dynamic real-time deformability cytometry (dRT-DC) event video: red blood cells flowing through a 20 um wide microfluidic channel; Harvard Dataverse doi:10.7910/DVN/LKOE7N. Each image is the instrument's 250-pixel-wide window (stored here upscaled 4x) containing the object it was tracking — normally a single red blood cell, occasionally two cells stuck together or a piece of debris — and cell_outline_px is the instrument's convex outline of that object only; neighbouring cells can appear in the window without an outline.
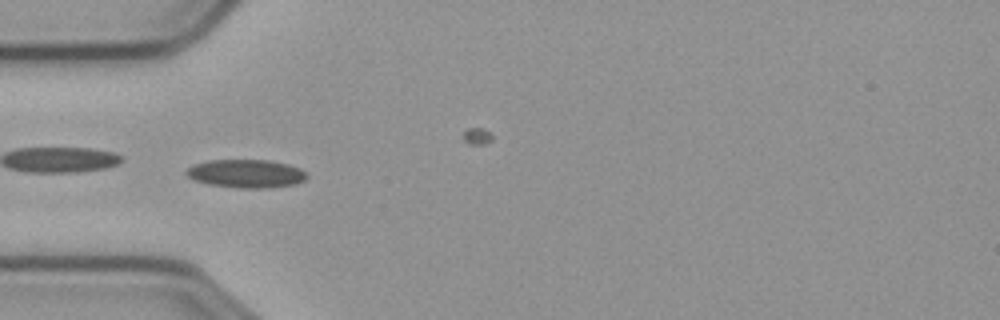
{"species": "common noctule bat (a hibernating species)", "species_latin": "Nyctalus noctula", "temperature_condition": "cold", "stored_images_in_passage": 58, "camera_frame_rate_fps": 3000, "um_per_image_px": 0.085, "animal": {"sex": "male", "body_mass_g": 23.1, "forearm_length_mm": 52.7}, "frame": {"image": 1, "passage_image": 17, "time_ms": 5.333, "image_size_px": [1000, 320], "cell_outline_px": [[308, 176], [304, 180], [296, 184], [272, 188], [240, 188], [208, 184], [196, 180], [188, 176], [184, 172], [192, 164], [208, 160], [268, 160], [288, 164], [300, 168], [308, 172]], "centroid_in_image_um": [20.95, 14.75], "position_along_channel_um": 64.0, "area_um2": 20.06}}
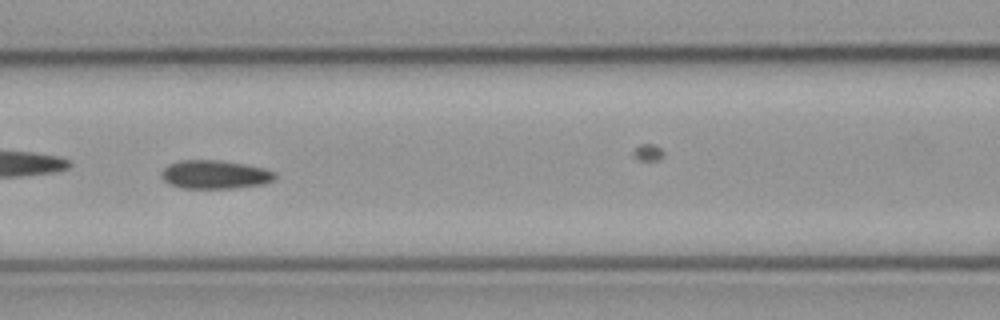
{"frame": {"image": 2, "passage_image": 24, "time_ms": 7.667, "image_size_px": [1000, 320], "cell_outline_px": [[276, 176], [272, 180], [264, 184], [232, 188], [184, 188], [168, 184], [160, 176], [160, 172], [168, 164], [180, 160], [216, 160], [244, 164], [264, 168], [276, 172]], "centroid_in_image_um": [18.24, 14.83], "position_along_channel_um": 148.4, "area_um2": 18.9}}
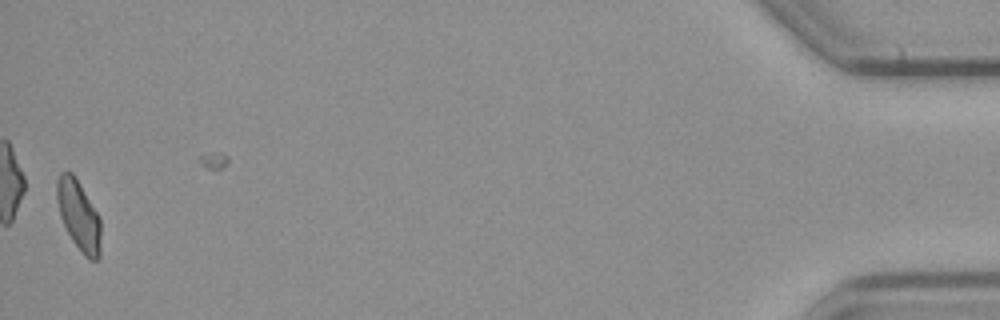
{"frame": {"image": 3, "passage_image": 56, "time_ms": 18.333, "image_size_px": [1000, 320], "cell_outline_px": [[100, 256], [96, 260], [88, 260], [84, 256], [72, 240], [60, 216], [56, 200], [56, 180], [60, 172], [72, 172], [100, 216]], "centroid_in_image_um": [6.68, 18.31], "position_along_channel_um": 428.5, "area_um2": 17.98}, "authors_computed_cell_mechanics": {"area_um2": 18.6405, "velocity_mm_per_s": 3.5806, "shape_relaxation_time_tau1_ms": null, "shape_relaxation_time_tau2_ms": 3.2533, "deformation_change_tau1": null, "deformation_change_tau2": 0.0775}}